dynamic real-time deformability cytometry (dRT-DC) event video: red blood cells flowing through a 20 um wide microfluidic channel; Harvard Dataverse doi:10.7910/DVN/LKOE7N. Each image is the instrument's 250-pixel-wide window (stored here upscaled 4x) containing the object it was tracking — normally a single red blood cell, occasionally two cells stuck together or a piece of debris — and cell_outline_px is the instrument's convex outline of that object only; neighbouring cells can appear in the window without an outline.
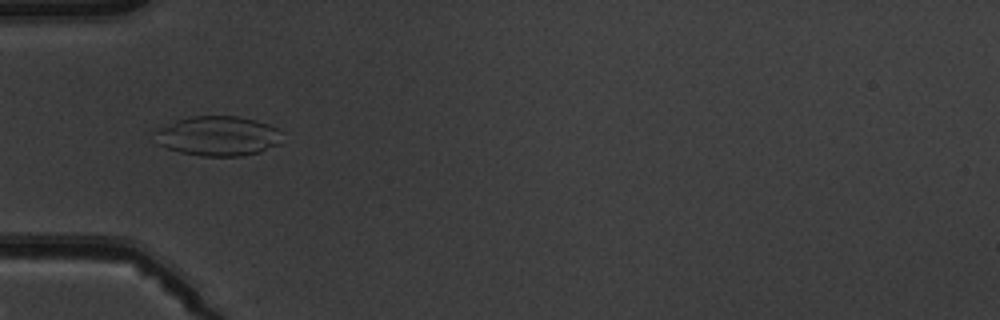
{"species": "common noctule bat (a hibernating species)", "species_latin": "Nyctalus noctula", "temperature_condition": "warm", "stored_images_in_passage": 7, "camera_frame_rate_fps": 3000, "um_per_image_px": 0.085, "animal": {"sex": "male", "body_mass_g": 19.5, "forearm_length_mm": 54.6}, "frame": {"image": 1, "passage_image": 5, "time_ms": 5.667, "image_size_px": [1000, 320], "cell_outline_px": [[284, 132], [280, 144], [260, 152], [240, 156], [200, 156], [180, 152], [156, 144], [148, 132], [176, 120], [192, 116], [236, 116], [256, 120], [268, 124]], "centroid_in_image_um": [18.47, 11.56], "position_along_channel_um": 66.5, "area_um2": 30.17}}
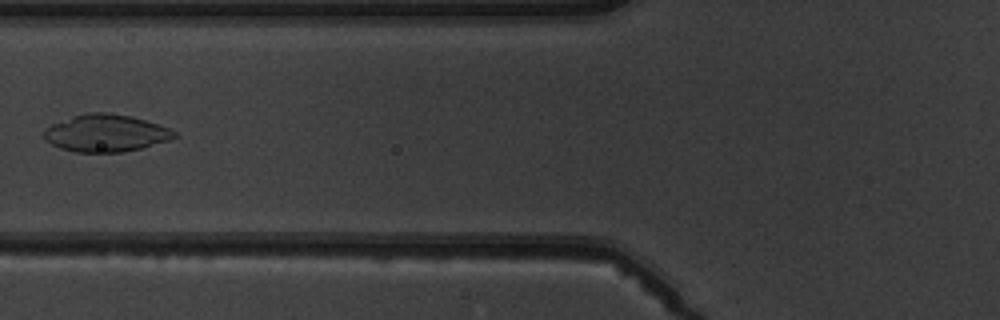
{"frame": {"image": 2, "passage_image": 6, "time_ms": 7.0, "image_size_px": [1000, 320], "cell_outline_px": [[176, 136], [168, 140], [144, 148], [124, 152], [76, 152], [60, 148], [44, 140], [44, 128], [52, 124], [88, 112], [108, 112], [132, 116], [168, 128], [176, 132]], "centroid_in_image_um": [8.99, 11.32], "position_along_channel_um": 116.8, "area_um2": 28.15}}
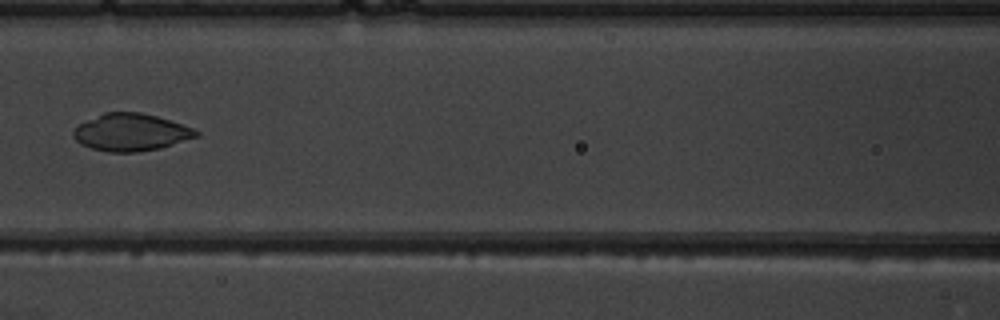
{"frame": {"image": 3, "passage_image": 7, "time_ms": 8.0, "image_size_px": [1000, 320], "cell_outline_px": [[200, 136], [160, 148], [136, 152], [108, 152], [92, 148], [80, 144], [72, 136], [72, 132], [80, 124], [104, 112], [140, 112], [156, 116], [192, 128], [200, 132]], "centroid_in_image_um": [11.12, 11.25], "position_along_channel_um": 155.5, "area_um2": 26.47}}